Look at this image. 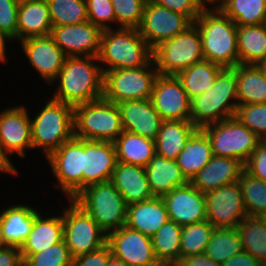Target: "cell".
<instances>
[{"label": "cell", "mask_w": 266, "mask_h": 266, "mask_svg": "<svg viewBox=\"0 0 266 266\" xmlns=\"http://www.w3.org/2000/svg\"><path fill=\"white\" fill-rule=\"evenodd\" d=\"M145 172L150 190L155 197H162L174 188L188 183L176 160H169L158 154H155L145 166Z\"/></svg>", "instance_id": "obj_29"}, {"label": "cell", "mask_w": 266, "mask_h": 266, "mask_svg": "<svg viewBox=\"0 0 266 266\" xmlns=\"http://www.w3.org/2000/svg\"><path fill=\"white\" fill-rule=\"evenodd\" d=\"M179 266H222L204 253L183 257L178 263Z\"/></svg>", "instance_id": "obj_53"}, {"label": "cell", "mask_w": 266, "mask_h": 266, "mask_svg": "<svg viewBox=\"0 0 266 266\" xmlns=\"http://www.w3.org/2000/svg\"><path fill=\"white\" fill-rule=\"evenodd\" d=\"M192 24L186 15L147 0L138 31L153 50L161 42L174 38Z\"/></svg>", "instance_id": "obj_13"}, {"label": "cell", "mask_w": 266, "mask_h": 266, "mask_svg": "<svg viewBox=\"0 0 266 266\" xmlns=\"http://www.w3.org/2000/svg\"><path fill=\"white\" fill-rule=\"evenodd\" d=\"M0 143L8 155L25 158V149H32L31 118L24 106L11 107L0 113Z\"/></svg>", "instance_id": "obj_19"}, {"label": "cell", "mask_w": 266, "mask_h": 266, "mask_svg": "<svg viewBox=\"0 0 266 266\" xmlns=\"http://www.w3.org/2000/svg\"><path fill=\"white\" fill-rule=\"evenodd\" d=\"M237 229L243 250L266 266V217L247 216Z\"/></svg>", "instance_id": "obj_37"}, {"label": "cell", "mask_w": 266, "mask_h": 266, "mask_svg": "<svg viewBox=\"0 0 266 266\" xmlns=\"http://www.w3.org/2000/svg\"><path fill=\"white\" fill-rule=\"evenodd\" d=\"M224 67L202 60L182 70L176 76L181 81L190 100L208 91Z\"/></svg>", "instance_id": "obj_34"}, {"label": "cell", "mask_w": 266, "mask_h": 266, "mask_svg": "<svg viewBox=\"0 0 266 266\" xmlns=\"http://www.w3.org/2000/svg\"><path fill=\"white\" fill-rule=\"evenodd\" d=\"M222 266H264L260 261H258L251 254L242 251L237 255H234L224 261Z\"/></svg>", "instance_id": "obj_52"}, {"label": "cell", "mask_w": 266, "mask_h": 266, "mask_svg": "<svg viewBox=\"0 0 266 266\" xmlns=\"http://www.w3.org/2000/svg\"><path fill=\"white\" fill-rule=\"evenodd\" d=\"M52 22L46 0H20L18 40L50 35Z\"/></svg>", "instance_id": "obj_28"}, {"label": "cell", "mask_w": 266, "mask_h": 266, "mask_svg": "<svg viewBox=\"0 0 266 266\" xmlns=\"http://www.w3.org/2000/svg\"><path fill=\"white\" fill-rule=\"evenodd\" d=\"M125 131L155 140L162 124L151 99H137L117 104Z\"/></svg>", "instance_id": "obj_22"}, {"label": "cell", "mask_w": 266, "mask_h": 266, "mask_svg": "<svg viewBox=\"0 0 266 266\" xmlns=\"http://www.w3.org/2000/svg\"><path fill=\"white\" fill-rule=\"evenodd\" d=\"M201 2V4L206 8L207 4L208 5H212V4H217L216 6H212V7H218L221 4V0H199ZM207 2V3H206Z\"/></svg>", "instance_id": "obj_58"}, {"label": "cell", "mask_w": 266, "mask_h": 266, "mask_svg": "<svg viewBox=\"0 0 266 266\" xmlns=\"http://www.w3.org/2000/svg\"><path fill=\"white\" fill-rule=\"evenodd\" d=\"M153 3L172 11L186 15L192 22L201 14L205 7L199 0H150Z\"/></svg>", "instance_id": "obj_48"}, {"label": "cell", "mask_w": 266, "mask_h": 266, "mask_svg": "<svg viewBox=\"0 0 266 266\" xmlns=\"http://www.w3.org/2000/svg\"><path fill=\"white\" fill-rule=\"evenodd\" d=\"M211 144L215 156L234 158L244 165L261 139L235 116L201 129Z\"/></svg>", "instance_id": "obj_10"}, {"label": "cell", "mask_w": 266, "mask_h": 266, "mask_svg": "<svg viewBox=\"0 0 266 266\" xmlns=\"http://www.w3.org/2000/svg\"><path fill=\"white\" fill-rule=\"evenodd\" d=\"M161 198L164 201L169 220L180 226L207 220L205 194L190 182L174 188Z\"/></svg>", "instance_id": "obj_18"}, {"label": "cell", "mask_w": 266, "mask_h": 266, "mask_svg": "<svg viewBox=\"0 0 266 266\" xmlns=\"http://www.w3.org/2000/svg\"><path fill=\"white\" fill-rule=\"evenodd\" d=\"M197 129L191 120L162 121L155 139L156 154L169 160H176L184 149L185 142Z\"/></svg>", "instance_id": "obj_30"}, {"label": "cell", "mask_w": 266, "mask_h": 266, "mask_svg": "<svg viewBox=\"0 0 266 266\" xmlns=\"http://www.w3.org/2000/svg\"><path fill=\"white\" fill-rule=\"evenodd\" d=\"M62 212L63 239L72 257L93 252L104 246L107 234L73 199Z\"/></svg>", "instance_id": "obj_11"}, {"label": "cell", "mask_w": 266, "mask_h": 266, "mask_svg": "<svg viewBox=\"0 0 266 266\" xmlns=\"http://www.w3.org/2000/svg\"><path fill=\"white\" fill-rule=\"evenodd\" d=\"M9 155H7L1 146L0 143V172H5L13 175H17L18 171L16 170V167L12 164V162L9 160Z\"/></svg>", "instance_id": "obj_54"}, {"label": "cell", "mask_w": 266, "mask_h": 266, "mask_svg": "<svg viewBox=\"0 0 266 266\" xmlns=\"http://www.w3.org/2000/svg\"><path fill=\"white\" fill-rule=\"evenodd\" d=\"M200 31L204 60L224 68L239 65L237 25L218 7H206L193 22Z\"/></svg>", "instance_id": "obj_2"}, {"label": "cell", "mask_w": 266, "mask_h": 266, "mask_svg": "<svg viewBox=\"0 0 266 266\" xmlns=\"http://www.w3.org/2000/svg\"><path fill=\"white\" fill-rule=\"evenodd\" d=\"M117 161L145 167L156 154L155 140L123 131L114 141Z\"/></svg>", "instance_id": "obj_32"}, {"label": "cell", "mask_w": 266, "mask_h": 266, "mask_svg": "<svg viewBox=\"0 0 266 266\" xmlns=\"http://www.w3.org/2000/svg\"><path fill=\"white\" fill-rule=\"evenodd\" d=\"M214 229L208 220L182 226L180 260L183 257L204 253Z\"/></svg>", "instance_id": "obj_41"}, {"label": "cell", "mask_w": 266, "mask_h": 266, "mask_svg": "<svg viewBox=\"0 0 266 266\" xmlns=\"http://www.w3.org/2000/svg\"><path fill=\"white\" fill-rule=\"evenodd\" d=\"M111 181L128 205L154 197L143 166L118 162Z\"/></svg>", "instance_id": "obj_24"}, {"label": "cell", "mask_w": 266, "mask_h": 266, "mask_svg": "<svg viewBox=\"0 0 266 266\" xmlns=\"http://www.w3.org/2000/svg\"><path fill=\"white\" fill-rule=\"evenodd\" d=\"M21 261L20 248L6 245L0 249V266H18Z\"/></svg>", "instance_id": "obj_51"}, {"label": "cell", "mask_w": 266, "mask_h": 266, "mask_svg": "<svg viewBox=\"0 0 266 266\" xmlns=\"http://www.w3.org/2000/svg\"><path fill=\"white\" fill-rule=\"evenodd\" d=\"M111 255L110 247L105 244L98 250L73 257L71 266H107Z\"/></svg>", "instance_id": "obj_50"}, {"label": "cell", "mask_w": 266, "mask_h": 266, "mask_svg": "<svg viewBox=\"0 0 266 266\" xmlns=\"http://www.w3.org/2000/svg\"><path fill=\"white\" fill-rule=\"evenodd\" d=\"M73 257L65 240L40 253L31 254L24 261L29 266H71Z\"/></svg>", "instance_id": "obj_44"}, {"label": "cell", "mask_w": 266, "mask_h": 266, "mask_svg": "<svg viewBox=\"0 0 266 266\" xmlns=\"http://www.w3.org/2000/svg\"><path fill=\"white\" fill-rule=\"evenodd\" d=\"M117 163L114 142L84 140L82 190L89 185L111 180Z\"/></svg>", "instance_id": "obj_21"}, {"label": "cell", "mask_w": 266, "mask_h": 266, "mask_svg": "<svg viewBox=\"0 0 266 266\" xmlns=\"http://www.w3.org/2000/svg\"><path fill=\"white\" fill-rule=\"evenodd\" d=\"M182 226L168 220L151 237L155 256L167 265L180 262V239Z\"/></svg>", "instance_id": "obj_36"}, {"label": "cell", "mask_w": 266, "mask_h": 266, "mask_svg": "<svg viewBox=\"0 0 266 266\" xmlns=\"http://www.w3.org/2000/svg\"><path fill=\"white\" fill-rule=\"evenodd\" d=\"M213 156L208 136L197 129L185 142L184 149L179 153L176 161L183 176L188 182L206 166Z\"/></svg>", "instance_id": "obj_31"}, {"label": "cell", "mask_w": 266, "mask_h": 266, "mask_svg": "<svg viewBox=\"0 0 266 266\" xmlns=\"http://www.w3.org/2000/svg\"><path fill=\"white\" fill-rule=\"evenodd\" d=\"M5 246H6V244H5V242H4L3 238H2L1 228H0V249L5 247Z\"/></svg>", "instance_id": "obj_60"}, {"label": "cell", "mask_w": 266, "mask_h": 266, "mask_svg": "<svg viewBox=\"0 0 266 266\" xmlns=\"http://www.w3.org/2000/svg\"><path fill=\"white\" fill-rule=\"evenodd\" d=\"M243 171L244 164L240 160L213 155L209 163L195 174L190 183L206 194L238 182Z\"/></svg>", "instance_id": "obj_23"}, {"label": "cell", "mask_w": 266, "mask_h": 266, "mask_svg": "<svg viewBox=\"0 0 266 266\" xmlns=\"http://www.w3.org/2000/svg\"><path fill=\"white\" fill-rule=\"evenodd\" d=\"M235 117L261 140H266V103L238 105Z\"/></svg>", "instance_id": "obj_45"}, {"label": "cell", "mask_w": 266, "mask_h": 266, "mask_svg": "<svg viewBox=\"0 0 266 266\" xmlns=\"http://www.w3.org/2000/svg\"><path fill=\"white\" fill-rule=\"evenodd\" d=\"M218 8L237 26L264 24L266 0H223Z\"/></svg>", "instance_id": "obj_38"}, {"label": "cell", "mask_w": 266, "mask_h": 266, "mask_svg": "<svg viewBox=\"0 0 266 266\" xmlns=\"http://www.w3.org/2000/svg\"><path fill=\"white\" fill-rule=\"evenodd\" d=\"M20 0H0V32L12 40L18 39V11Z\"/></svg>", "instance_id": "obj_47"}, {"label": "cell", "mask_w": 266, "mask_h": 266, "mask_svg": "<svg viewBox=\"0 0 266 266\" xmlns=\"http://www.w3.org/2000/svg\"><path fill=\"white\" fill-rule=\"evenodd\" d=\"M144 266H168V265L163 263V262L158 261L156 263L148 264V265H144Z\"/></svg>", "instance_id": "obj_59"}, {"label": "cell", "mask_w": 266, "mask_h": 266, "mask_svg": "<svg viewBox=\"0 0 266 266\" xmlns=\"http://www.w3.org/2000/svg\"><path fill=\"white\" fill-rule=\"evenodd\" d=\"M107 266H127V265L123 260L115 257L114 255H111L107 262Z\"/></svg>", "instance_id": "obj_56"}, {"label": "cell", "mask_w": 266, "mask_h": 266, "mask_svg": "<svg viewBox=\"0 0 266 266\" xmlns=\"http://www.w3.org/2000/svg\"><path fill=\"white\" fill-rule=\"evenodd\" d=\"M6 40H12L11 38H9L5 33L0 32V63L5 62L7 57H6V51H5V43Z\"/></svg>", "instance_id": "obj_55"}, {"label": "cell", "mask_w": 266, "mask_h": 266, "mask_svg": "<svg viewBox=\"0 0 266 266\" xmlns=\"http://www.w3.org/2000/svg\"><path fill=\"white\" fill-rule=\"evenodd\" d=\"M63 240V219L61 216L43 218L40 213L35 220L26 241L20 248L24 261L28 256L40 253Z\"/></svg>", "instance_id": "obj_27"}, {"label": "cell", "mask_w": 266, "mask_h": 266, "mask_svg": "<svg viewBox=\"0 0 266 266\" xmlns=\"http://www.w3.org/2000/svg\"><path fill=\"white\" fill-rule=\"evenodd\" d=\"M238 105L266 103V79L255 65L236 66Z\"/></svg>", "instance_id": "obj_33"}, {"label": "cell", "mask_w": 266, "mask_h": 266, "mask_svg": "<svg viewBox=\"0 0 266 266\" xmlns=\"http://www.w3.org/2000/svg\"><path fill=\"white\" fill-rule=\"evenodd\" d=\"M96 62L98 57H66L53 99L75 107L102 98L104 72Z\"/></svg>", "instance_id": "obj_1"}, {"label": "cell", "mask_w": 266, "mask_h": 266, "mask_svg": "<svg viewBox=\"0 0 266 266\" xmlns=\"http://www.w3.org/2000/svg\"><path fill=\"white\" fill-rule=\"evenodd\" d=\"M52 26L74 25L88 21L85 0H46Z\"/></svg>", "instance_id": "obj_42"}, {"label": "cell", "mask_w": 266, "mask_h": 266, "mask_svg": "<svg viewBox=\"0 0 266 266\" xmlns=\"http://www.w3.org/2000/svg\"><path fill=\"white\" fill-rule=\"evenodd\" d=\"M18 266H29L25 261H21Z\"/></svg>", "instance_id": "obj_61"}, {"label": "cell", "mask_w": 266, "mask_h": 266, "mask_svg": "<svg viewBox=\"0 0 266 266\" xmlns=\"http://www.w3.org/2000/svg\"><path fill=\"white\" fill-rule=\"evenodd\" d=\"M74 137V107L50 99L31 119L33 148H42L47 157L63 143Z\"/></svg>", "instance_id": "obj_6"}, {"label": "cell", "mask_w": 266, "mask_h": 266, "mask_svg": "<svg viewBox=\"0 0 266 266\" xmlns=\"http://www.w3.org/2000/svg\"><path fill=\"white\" fill-rule=\"evenodd\" d=\"M264 26H265V28H266V17H265V21H264Z\"/></svg>", "instance_id": "obj_62"}, {"label": "cell", "mask_w": 266, "mask_h": 266, "mask_svg": "<svg viewBox=\"0 0 266 266\" xmlns=\"http://www.w3.org/2000/svg\"><path fill=\"white\" fill-rule=\"evenodd\" d=\"M152 58L160 75H174L204 60L200 31L193 23L184 32L161 42L152 50Z\"/></svg>", "instance_id": "obj_8"}, {"label": "cell", "mask_w": 266, "mask_h": 266, "mask_svg": "<svg viewBox=\"0 0 266 266\" xmlns=\"http://www.w3.org/2000/svg\"><path fill=\"white\" fill-rule=\"evenodd\" d=\"M242 251L243 245L237 228H215L204 254L222 264Z\"/></svg>", "instance_id": "obj_39"}, {"label": "cell", "mask_w": 266, "mask_h": 266, "mask_svg": "<svg viewBox=\"0 0 266 266\" xmlns=\"http://www.w3.org/2000/svg\"><path fill=\"white\" fill-rule=\"evenodd\" d=\"M266 79V58L255 65Z\"/></svg>", "instance_id": "obj_57"}, {"label": "cell", "mask_w": 266, "mask_h": 266, "mask_svg": "<svg viewBox=\"0 0 266 266\" xmlns=\"http://www.w3.org/2000/svg\"><path fill=\"white\" fill-rule=\"evenodd\" d=\"M251 176L266 181V140H261L244 165Z\"/></svg>", "instance_id": "obj_49"}, {"label": "cell", "mask_w": 266, "mask_h": 266, "mask_svg": "<svg viewBox=\"0 0 266 266\" xmlns=\"http://www.w3.org/2000/svg\"><path fill=\"white\" fill-rule=\"evenodd\" d=\"M238 184L247 215L266 217V181L255 178L244 170Z\"/></svg>", "instance_id": "obj_40"}, {"label": "cell", "mask_w": 266, "mask_h": 266, "mask_svg": "<svg viewBox=\"0 0 266 266\" xmlns=\"http://www.w3.org/2000/svg\"><path fill=\"white\" fill-rule=\"evenodd\" d=\"M106 244L112 255L123 260L127 266H144L158 262L151 237L126 225L107 234Z\"/></svg>", "instance_id": "obj_17"}, {"label": "cell", "mask_w": 266, "mask_h": 266, "mask_svg": "<svg viewBox=\"0 0 266 266\" xmlns=\"http://www.w3.org/2000/svg\"><path fill=\"white\" fill-rule=\"evenodd\" d=\"M102 29L90 21L51 28L50 36L66 57H98Z\"/></svg>", "instance_id": "obj_15"}, {"label": "cell", "mask_w": 266, "mask_h": 266, "mask_svg": "<svg viewBox=\"0 0 266 266\" xmlns=\"http://www.w3.org/2000/svg\"><path fill=\"white\" fill-rule=\"evenodd\" d=\"M152 59V49L138 29L118 28L104 29L101 35L98 63L103 72L124 69L140 68ZM107 66V67H106Z\"/></svg>", "instance_id": "obj_3"}, {"label": "cell", "mask_w": 266, "mask_h": 266, "mask_svg": "<svg viewBox=\"0 0 266 266\" xmlns=\"http://www.w3.org/2000/svg\"><path fill=\"white\" fill-rule=\"evenodd\" d=\"M29 63L46 82H56L66 55L50 35L29 37L20 41Z\"/></svg>", "instance_id": "obj_20"}, {"label": "cell", "mask_w": 266, "mask_h": 266, "mask_svg": "<svg viewBox=\"0 0 266 266\" xmlns=\"http://www.w3.org/2000/svg\"><path fill=\"white\" fill-rule=\"evenodd\" d=\"M73 200L106 234L126 225L128 204L111 180L85 187Z\"/></svg>", "instance_id": "obj_5"}, {"label": "cell", "mask_w": 266, "mask_h": 266, "mask_svg": "<svg viewBox=\"0 0 266 266\" xmlns=\"http://www.w3.org/2000/svg\"><path fill=\"white\" fill-rule=\"evenodd\" d=\"M58 180L57 187L73 199L82 191L84 169V140L77 137L63 143L47 157Z\"/></svg>", "instance_id": "obj_12"}, {"label": "cell", "mask_w": 266, "mask_h": 266, "mask_svg": "<svg viewBox=\"0 0 266 266\" xmlns=\"http://www.w3.org/2000/svg\"><path fill=\"white\" fill-rule=\"evenodd\" d=\"M158 75L153 58L140 68L106 71L102 97L115 104L137 99H151Z\"/></svg>", "instance_id": "obj_9"}, {"label": "cell", "mask_w": 266, "mask_h": 266, "mask_svg": "<svg viewBox=\"0 0 266 266\" xmlns=\"http://www.w3.org/2000/svg\"><path fill=\"white\" fill-rule=\"evenodd\" d=\"M237 107L236 66L224 68L208 91L191 100L190 120L202 129L234 117Z\"/></svg>", "instance_id": "obj_4"}, {"label": "cell", "mask_w": 266, "mask_h": 266, "mask_svg": "<svg viewBox=\"0 0 266 266\" xmlns=\"http://www.w3.org/2000/svg\"><path fill=\"white\" fill-rule=\"evenodd\" d=\"M237 49L240 65H256L266 58L264 24L237 26Z\"/></svg>", "instance_id": "obj_35"}, {"label": "cell", "mask_w": 266, "mask_h": 266, "mask_svg": "<svg viewBox=\"0 0 266 266\" xmlns=\"http://www.w3.org/2000/svg\"><path fill=\"white\" fill-rule=\"evenodd\" d=\"M39 212L28 205L9 206L0 213L2 238L7 246L21 248L31 232Z\"/></svg>", "instance_id": "obj_26"}, {"label": "cell", "mask_w": 266, "mask_h": 266, "mask_svg": "<svg viewBox=\"0 0 266 266\" xmlns=\"http://www.w3.org/2000/svg\"><path fill=\"white\" fill-rule=\"evenodd\" d=\"M88 21L102 30L112 28L109 23L116 24V17L111 0H85Z\"/></svg>", "instance_id": "obj_46"}, {"label": "cell", "mask_w": 266, "mask_h": 266, "mask_svg": "<svg viewBox=\"0 0 266 266\" xmlns=\"http://www.w3.org/2000/svg\"><path fill=\"white\" fill-rule=\"evenodd\" d=\"M206 218L215 228H237L247 217L238 182L205 194Z\"/></svg>", "instance_id": "obj_14"}, {"label": "cell", "mask_w": 266, "mask_h": 266, "mask_svg": "<svg viewBox=\"0 0 266 266\" xmlns=\"http://www.w3.org/2000/svg\"><path fill=\"white\" fill-rule=\"evenodd\" d=\"M147 0H111L119 28L138 29Z\"/></svg>", "instance_id": "obj_43"}, {"label": "cell", "mask_w": 266, "mask_h": 266, "mask_svg": "<svg viewBox=\"0 0 266 266\" xmlns=\"http://www.w3.org/2000/svg\"><path fill=\"white\" fill-rule=\"evenodd\" d=\"M151 101L163 121L190 120L191 100L177 76L159 74L154 82Z\"/></svg>", "instance_id": "obj_16"}, {"label": "cell", "mask_w": 266, "mask_h": 266, "mask_svg": "<svg viewBox=\"0 0 266 266\" xmlns=\"http://www.w3.org/2000/svg\"><path fill=\"white\" fill-rule=\"evenodd\" d=\"M124 131L117 104L103 97L74 107V136L114 142Z\"/></svg>", "instance_id": "obj_7"}, {"label": "cell", "mask_w": 266, "mask_h": 266, "mask_svg": "<svg viewBox=\"0 0 266 266\" xmlns=\"http://www.w3.org/2000/svg\"><path fill=\"white\" fill-rule=\"evenodd\" d=\"M168 266H179L178 264L168 265Z\"/></svg>", "instance_id": "obj_63"}, {"label": "cell", "mask_w": 266, "mask_h": 266, "mask_svg": "<svg viewBox=\"0 0 266 266\" xmlns=\"http://www.w3.org/2000/svg\"><path fill=\"white\" fill-rule=\"evenodd\" d=\"M168 213L161 197H152L127 206L126 226L152 237L167 221Z\"/></svg>", "instance_id": "obj_25"}]
</instances>
